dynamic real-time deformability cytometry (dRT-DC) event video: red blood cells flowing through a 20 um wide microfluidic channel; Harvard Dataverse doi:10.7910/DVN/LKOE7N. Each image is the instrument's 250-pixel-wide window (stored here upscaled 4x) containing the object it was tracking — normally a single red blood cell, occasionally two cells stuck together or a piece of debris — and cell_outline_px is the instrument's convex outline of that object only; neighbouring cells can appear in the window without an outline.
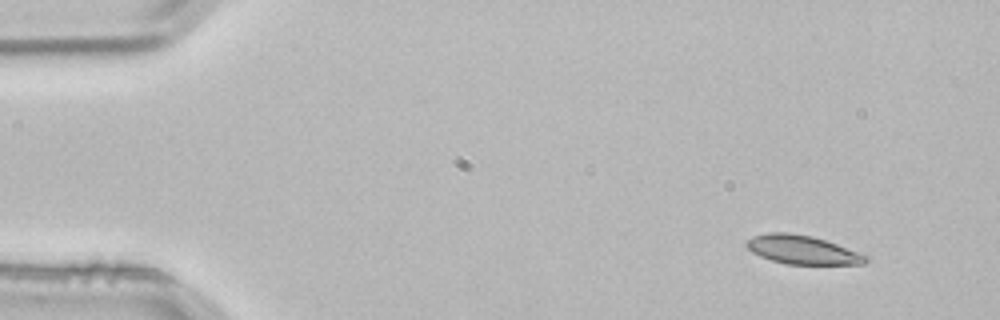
{"species": "common noctule bat (a hibernating species)", "species_latin": "Nyctalus noctula", "temperature_condition": "room temperature", "stored_images_in_passage": 4, "segment_of_instrument_passage": [1, 2], "camera_frame_rate_fps": 3000, "um_per_image_px": 0.085, "animal": {"sex": "male", "body_mass_g": 21.5, "forearm_length_mm": 52.0}, "frame": {"image": 1, "passage_image": 1, "time_ms": 0.0, "image_size_px": [1000, 320], "cell_outline_px": [[868, 260], [864, 264], [788, 264], [772, 260], [760, 256], [752, 252], [744, 244], [752, 236], [768, 232], [788, 232], [812, 236], [836, 244], [868, 256]], "centroid_in_image_um": [68.17, 21.22], "position_along_channel_um": 16.8, "area_um2": 19.77}}
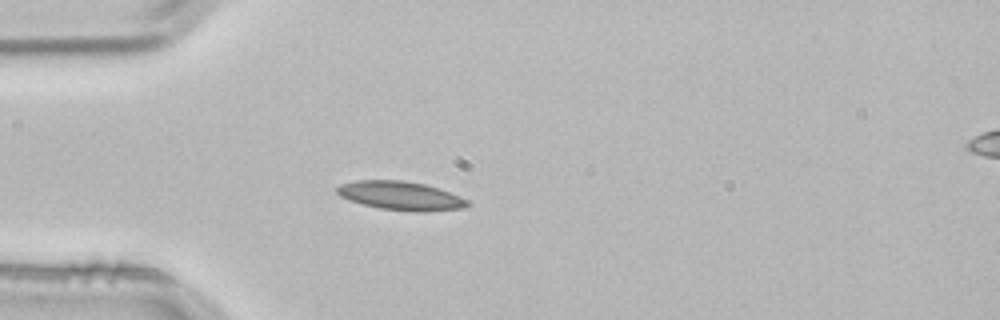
{"frame": {"image": 2, "passage_image": 3, "time_ms": 0.667, "image_size_px": [1000, 320], "cell_outline_px": [[472, 204], [464, 208], [428, 212], [412, 212], [380, 208], [360, 204], [348, 200], [340, 196], [336, 192], [336, 188], [340, 184], [356, 180], [404, 180], [424, 184], [448, 192], [468, 200]], "centroid_in_image_um": [34.04, 16.65], "position_along_channel_um": 51.0, "area_um2": 22.02}}